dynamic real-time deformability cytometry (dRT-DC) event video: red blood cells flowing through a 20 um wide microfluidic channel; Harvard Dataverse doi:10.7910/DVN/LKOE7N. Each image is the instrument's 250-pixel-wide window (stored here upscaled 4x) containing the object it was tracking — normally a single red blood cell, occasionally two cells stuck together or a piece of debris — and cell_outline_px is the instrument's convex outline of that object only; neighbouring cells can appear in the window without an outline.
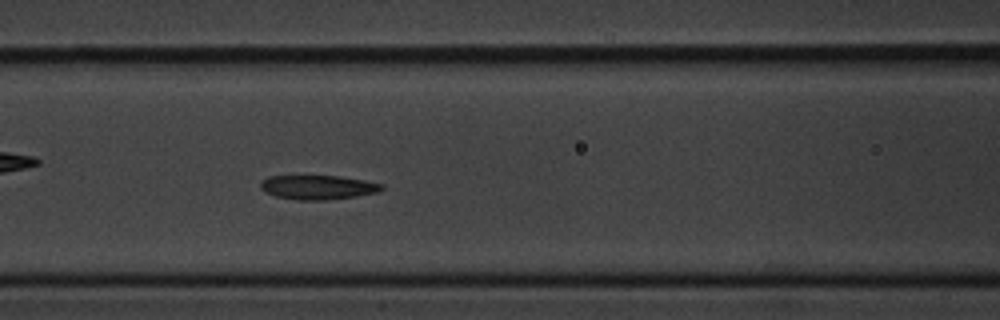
{"species": "common noctule bat (a hibernating species)", "species_latin": "Nyctalus noctula", "temperature_condition": "cold", "stored_images_in_passage": 56, "segment_of_instrument_passage": [1, 2], "camera_frame_rate_fps": 3000, "um_per_image_px": 0.085, "animal": {"sex": "male", "body_mass_g": 20.1, "forearm_length_mm": 53.5}, "frame": {"image": 1, "passage_image": 23, "time_ms": 7.333, "image_size_px": [1000, 320], "cell_outline_px": [[384, 188], [376, 192], [356, 196], [324, 200], [296, 200], [276, 196], [264, 192], [260, 188], [260, 180], [268, 176], [340, 176], [364, 180], [384, 184]], "centroid_in_image_um": [26.98, 15.91], "position_along_channel_um": 139.6, "area_um2": 17.17}}
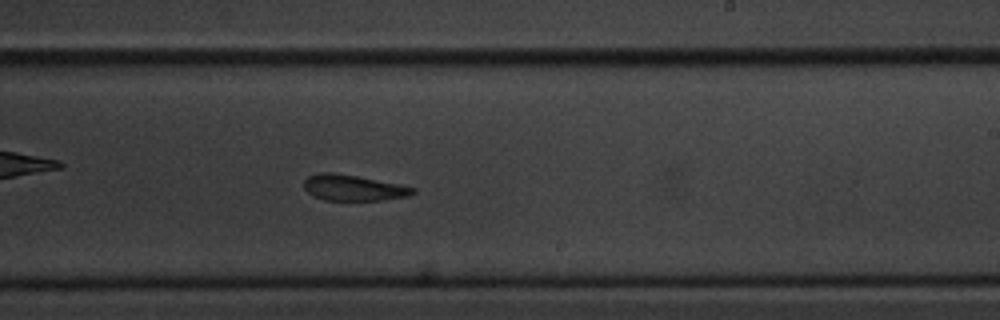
{"frame": {"image": 2, "passage_image": 33, "time_ms": 10.667, "image_size_px": [1000, 320], "cell_outline_px": [[416, 192], [408, 196], [384, 200], [324, 200], [308, 192], [304, 188], [304, 180], [308, 176], [320, 172], [332, 172], [356, 176], [416, 188]], "centroid_in_image_um": [30.01, 15.96], "position_along_channel_um": 259.0, "area_um2": 16.18}}
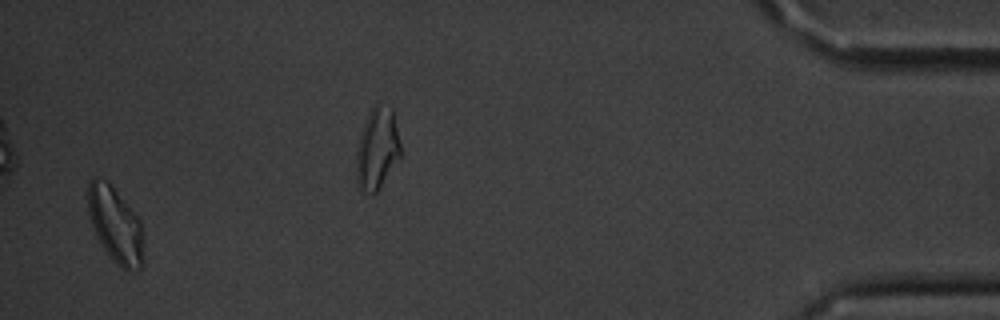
{"frame": {"image": 3, "passage_image": 54, "time_ms": 17.667, "image_size_px": [1000, 320], "cell_outline_px": [[144, 264], [140, 268], [128, 272], [116, 264], [112, 260], [96, 236], [92, 228], [88, 212], [88, 180], [92, 176], [96, 176], [108, 180], [140, 220], [144, 260]], "centroid_in_image_um": [9.79, 19.1], "position_along_channel_um": 425.4, "area_um2": 24.8}}